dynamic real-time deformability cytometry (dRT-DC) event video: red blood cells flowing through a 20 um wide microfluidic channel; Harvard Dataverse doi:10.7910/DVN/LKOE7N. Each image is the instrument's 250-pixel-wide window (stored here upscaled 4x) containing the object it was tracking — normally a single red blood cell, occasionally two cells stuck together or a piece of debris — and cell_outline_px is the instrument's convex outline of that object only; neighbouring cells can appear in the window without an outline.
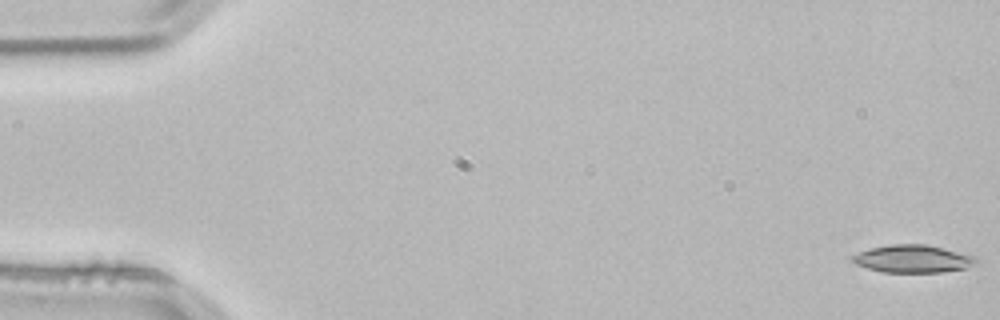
{"species": "common noctule bat (a hibernating species)", "species_latin": "Nyctalus noctula", "temperature_condition": "room temperature", "stored_images_in_passage": 53, "camera_frame_rate_fps": 3000, "um_per_image_px": 0.085, "animal": {"sex": "male", "body_mass_g": 21.5, "forearm_length_mm": 52.0}, "frame": {"image": 1, "passage_image": 1, "time_ms": 0.0, "image_size_px": [1000, 320], "cell_outline_px": [[980, 264], [964, 268], [940, 272], [880, 272], [856, 264], [848, 256], [872, 248], [892, 244], [924, 244], [972, 256]], "centroid_in_image_um": [77.54, 22.01], "position_along_channel_um": 7.5, "area_um2": 19.59}}
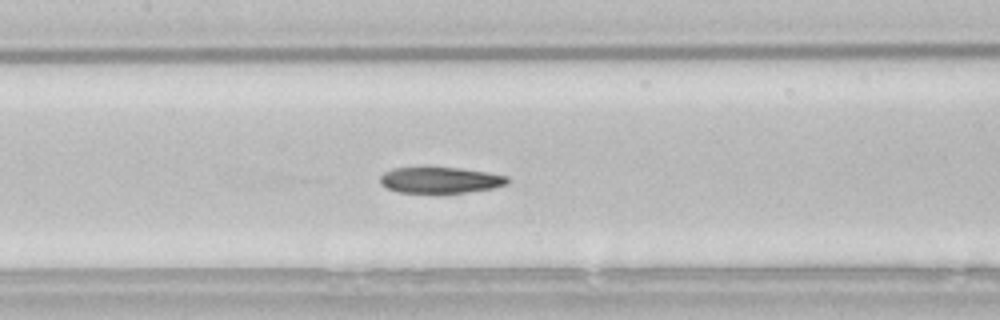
{"frame": {"image": 2, "passage_image": 25, "time_ms": 8.0, "image_size_px": [1000, 320], "cell_outline_px": [[508, 184], [492, 188], [468, 192], [400, 192], [388, 188], [380, 184], [380, 176], [384, 172], [392, 168], [460, 168], [508, 176]], "centroid_in_image_um": [37.41, 15.3], "position_along_channel_um": 170.0, "area_um2": 18.96}}
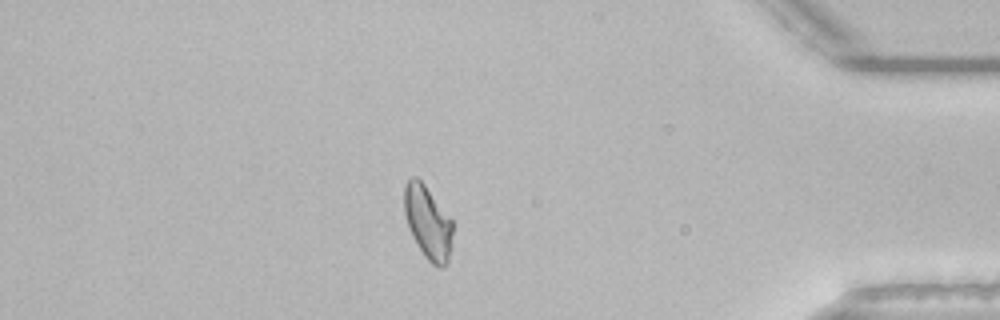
{"frame": {"image": 3, "passage_image": 46, "time_ms": 15.0, "image_size_px": [1000, 320], "cell_outline_px": [[452, 236], [448, 264], [444, 268], [440, 268], [432, 264], [424, 256], [412, 236], [408, 228], [404, 212], [404, 184], [412, 176], [416, 176], [424, 184], [452, 220]], "centroid_in_image_um": [36.35, 18.92], "position_along_channel_um": 398.8, "area_um2": 20.69}, "authors_computed_cell_mechanics": {"area_um2": 20.6924, "velocity_mm_per_s": 3.8087, "shape_relaxation_time_tau1_ms": 9.8167, "shape_relaxation_time_tau2_ms": 4.4418, "deformation_change_tau1": 0.2342, "deformation_change_tau2": 0.1139}}